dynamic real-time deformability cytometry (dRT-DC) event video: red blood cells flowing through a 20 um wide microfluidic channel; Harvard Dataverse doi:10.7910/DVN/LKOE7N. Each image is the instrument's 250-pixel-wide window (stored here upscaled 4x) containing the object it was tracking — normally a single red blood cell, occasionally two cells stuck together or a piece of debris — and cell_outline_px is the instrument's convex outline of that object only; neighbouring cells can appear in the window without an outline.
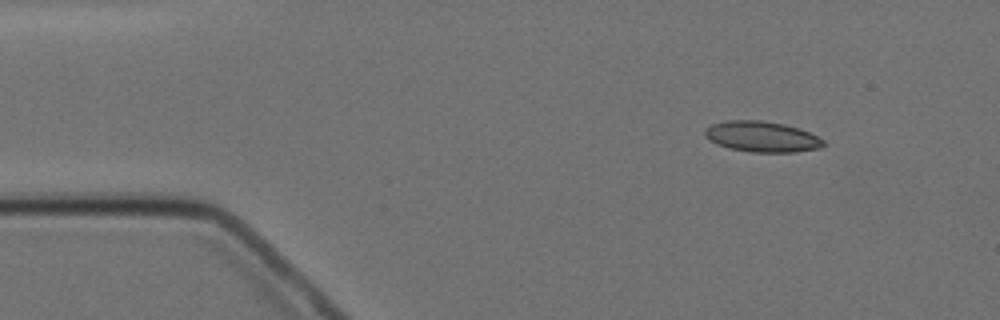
{"species": "Egyptian fruit bat (a non-hibernating species)", "species_latin": "Rousettus aegyptiacus", "temperature_condition": "cold", "stored_images_in_passage": 7, "camera_frame_rate_fps": 3000, "um_per_image_px": 0.085, "animal": {"sex": "female"}, "frame": {"image": 1, "passage_image": 2, "time_ms": 1.333, "image_size_px": [1000, 320], "cell_outline_px": [[824, 144], [820, 148], [796, 152], [752, 152], [728, 148], [716, 144], [704, 136], [704, 128], [712, 124], [724, 120], [760, 120], [784, 124], [808, 132], [824, 140]], "centroid_in_image_um": [64.7, 11.61], "position_along_channel_um": 20.3, "area_um2": 21.21}}
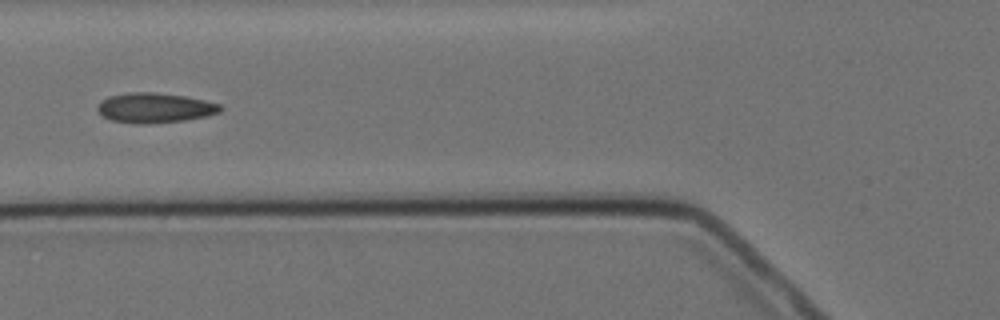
{"frame": {"image": 2, "passage_image": 6, "time_ms": 6.0, "image_size_px": [1000, 320], "cell_outline_px": [[224, 108], [220, 112], [208, 116], [184, 120], [148, 124], [136, 124], [112, 120], [104, 116], [96, 108], [108, 96], [128, 92], [156, 92], [184, 96], [204, 100], [220, 104]], "centroid_in_image_um": [13.2, 9.16], "position_along_channel_um": 112.6, "area_um2": 21.39}}
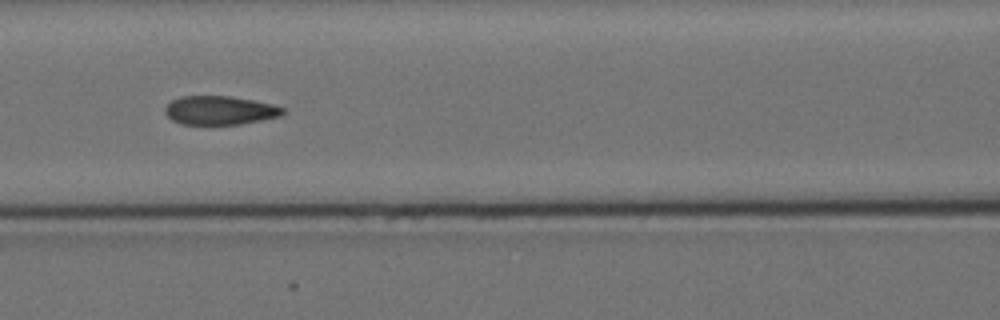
{"frame": {"image": 3, "passage_image": 7, "time_ms": 7.0, "image_size_px": [1000, 320], "cell_outline_px": [[284, 112], [280, 116], [240, 124], [180, 124], [172, 120], [164, 112], [164, 108], [172, 100], [180, 96], [228, 96], [252, 100], [272, 104], [284, 108]], "centroid_in_image_um": [18.65, 9.38], "position_along_channel_um": 148.0, "area_um2": 19.59}}